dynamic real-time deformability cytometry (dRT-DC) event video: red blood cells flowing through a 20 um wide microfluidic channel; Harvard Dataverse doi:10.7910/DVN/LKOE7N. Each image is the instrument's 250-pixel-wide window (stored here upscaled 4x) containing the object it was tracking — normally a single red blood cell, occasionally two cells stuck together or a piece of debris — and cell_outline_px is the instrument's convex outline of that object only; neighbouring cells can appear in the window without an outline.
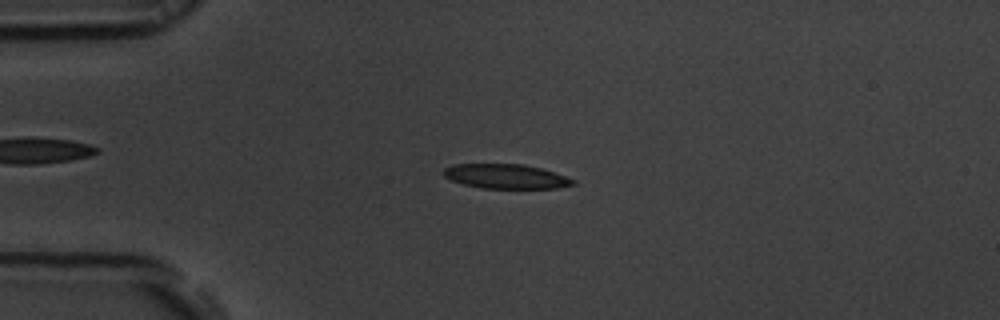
{"species": "common noctule bat (a hibernating species)", "species_latin": "Nyctalus noctula", "temperature_condition": "room temperature", "stored_images_in_passage": 54, "camera_frame_rate_fps": 3000, "um_per_image_px": 0.085, "animal": {"sex": "male", "body_mass_g": 19.5, "forearm_length_mm": 54.6}, "frame": {"image": 1, "passage_image": 13, "time_ms": 4.0, "image_size_px": [1000, 320], "cell_outline_px": [[576, 184], [556, 188], [480, 188], [464, 184], [452, 180], [444, 176], [440, 172], [444, 168], [452, 164], [524, 164], [540, 168], [576, 180]], "centroid_in_image_um": [42.96, 14.99], "position_along_channel_um": 42.0, "area_um2": 18.44}}
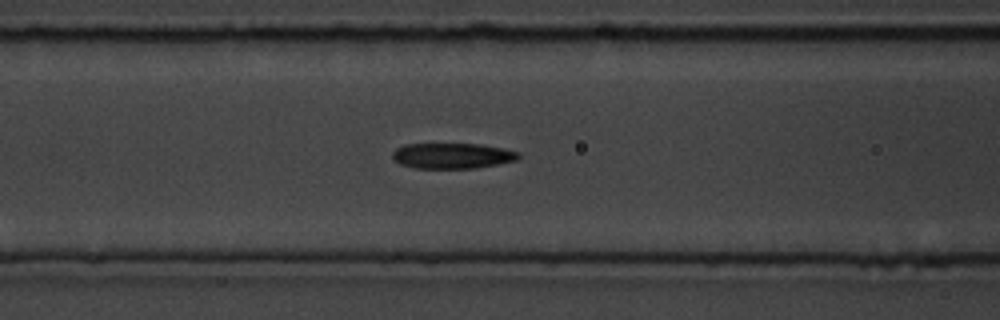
{"frame": {"image": 2, "passage_image": 22, "time_ms": 7.0, "image_size_px": [1000, 320], "cell_outline_px": [[520, 156], [516, 160], [500, 164], [476, 168], [416, 168], [400, 164], [392, 160], [392, 152], [396, 148], [404, 144], [480, 144], [504, 148], [520, 152]], "centroid_in_image_um": [38.44, 13.24], "position_along_channel_um": 128.2, "area_um2": 18.96}}
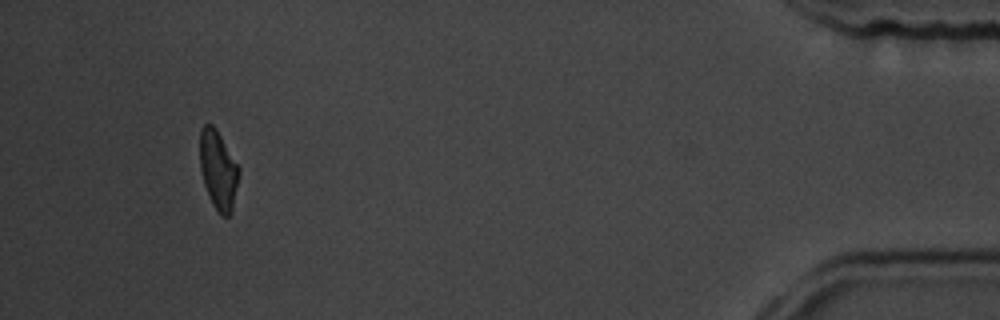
{"frame": {"image": 3, "passage_image": 51, "time_ms": 16.667, "image_size_px": [1000, 320], "cell_outline_px": [[240, 172], [232, 212], [228, 216], [220, 216], [212, 204], [208, 196], [204, 184], [200, 168], [200, 128], [204, 124], [212, 124], [216, 128], [240, 168]], "centroid_in_image_um": [18.55, 14.46], "position_along_channel_um": 416.6, "area_um2": 18.15}, "authors_computed_cell_mechanics": {"area_um2": 18.9584, "velocity_mm_per_s": 3.7132, "shape_relaxation_time_tau1_ms": 6.0888, "shape_relaxation_time_tau2_ms": 5.1451, "deformation_change_tau1": 0.1768, "deformation_change_tau2": 0.1521}}